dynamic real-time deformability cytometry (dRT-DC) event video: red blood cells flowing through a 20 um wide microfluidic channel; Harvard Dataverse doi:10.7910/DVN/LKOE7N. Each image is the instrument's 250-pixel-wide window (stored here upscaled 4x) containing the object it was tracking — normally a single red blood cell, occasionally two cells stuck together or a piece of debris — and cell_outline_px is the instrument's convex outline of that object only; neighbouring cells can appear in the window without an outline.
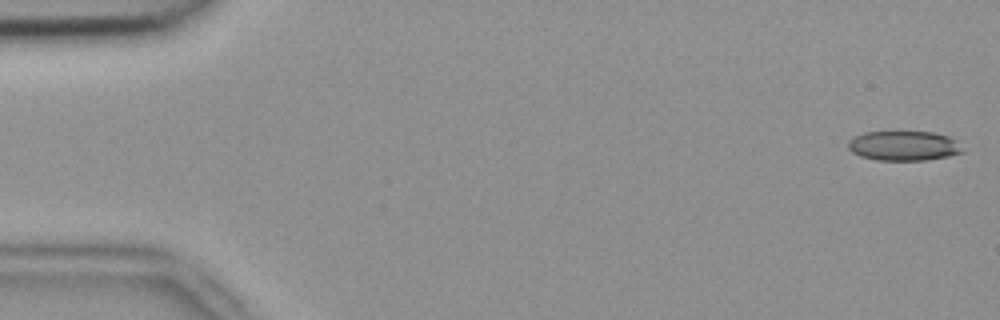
{"species": "common noctule bat (a hibernating species)", "species_latin": "Nyctalus noctula", "temperature_condition": "room temperature", "stored_images_in_passage": 51, "camera_frame_rate_fps": 3000, "um_per_image_px": 0.085, "animal": {"sex": "female", "body_mass_g": 18.4}, "frame": {"image": 1, "passage_image": 1, "time_ms": 0.0, "image_size_px": [1000, 320], "cell_outline_px": [[964, 152], [948, 156], [928, 160], [876, 160], [860, 156], [852, 152], [848, 148], [848, 140], [864, 132], [932, 132], [948, 136], [956, 140]], "centroid_in_image_um": [76.81, 12.4], "position_along_channel_um": 8.2, "area_um2": 19.77}}
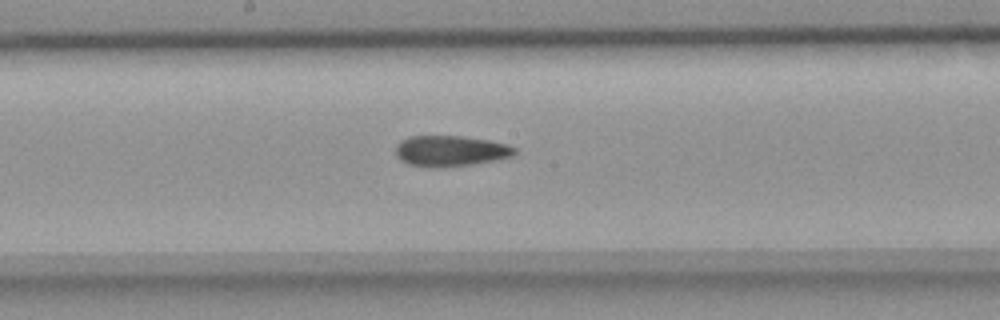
{"frame": {"image": 2, "passage_image": 27, "time_ms": 8.667, "image_size_px": [1000, 320], "cell_outline_px": [[516, 152], [512, 156], [496, 160], [476, 164], [444, 168], [432, 168], [408, 164], [400, 160], [396, 156], [396, 144], [400, 140], [408, 136], [464, 136], [488, 140], [508, 144], [516, 148]], "centroid_in_image_um": [38.28, 12.84], "position_along_channel_um": 209.9, "area_um2": 21.79}}
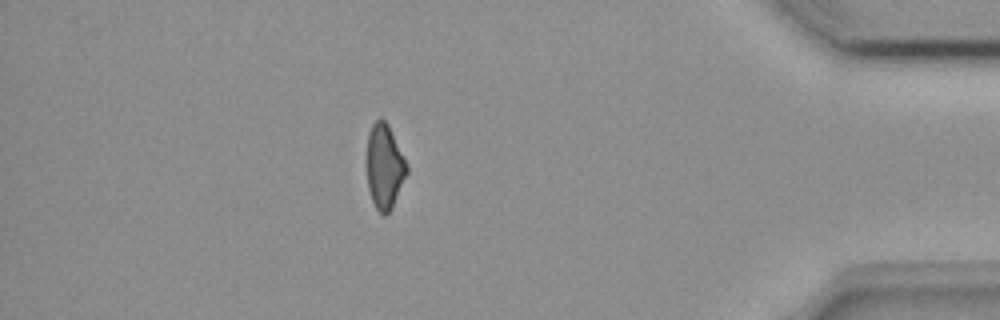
{"frame": {"image": 3, "passage_image": 45, "time_ms": 14.667, "image_size_px": [1000, 320], "cell_outline_px": [[408, 172], [392, 208], [384, 216], [376, 208], [372, 200], [368, 188], [368, 132], [372, 124], [380, 116], [388, 124], [408, 164]], "centroid_in_image_um": [32.71, 14.14], "position_along_channel_um": 402.5, "area_um2": 19.59}, "authors_computed_cell_mechanics": {"area_um2": 21.5016, "velocity_mm_per_s": 3.9348, "shape_relaxation_time_tau1_ms": null, "shape_relaxation_time_tau2_ms": 4.0194, "deformation_change_tau1": null, "deformation_change_tau2": 0.1186}}